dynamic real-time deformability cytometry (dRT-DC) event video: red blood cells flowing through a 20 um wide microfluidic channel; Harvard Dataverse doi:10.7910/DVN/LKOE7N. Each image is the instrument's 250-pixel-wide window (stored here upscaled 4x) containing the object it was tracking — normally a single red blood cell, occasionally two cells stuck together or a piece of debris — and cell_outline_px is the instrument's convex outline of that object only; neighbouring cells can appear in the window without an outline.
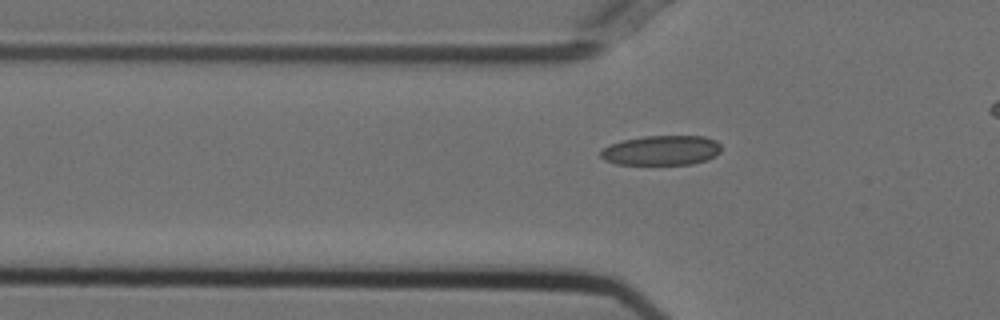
{"species": "Egyptian fruit bat (a non-hibernating species)", "species_latin": "Rousettus aegyptiacus", "temperature_condition": "cold", "stored_images_in_passage": 35, "camera_frame_rate_fps": 3000, "um_per_image_px": 0.085, "animal": {"sex": "female"}, "frame": {"image": 1, "passage_image": 5, "time_ms": 1.333, "image_size_px": [1000, 320], "cell_outline_px": [[720, 152], [716, 156], [708, 160], [692, 164], [616, 164], [604, 160], [600, 156], [600, 152], [608, 144], [624, 140], [644, 136], [704, 136], [716, 140], [720, 144]], "centroid_in_image_um": [56.24, 12.78], "position_along_channel_um": 69.6, "area_um2": 21.04}}
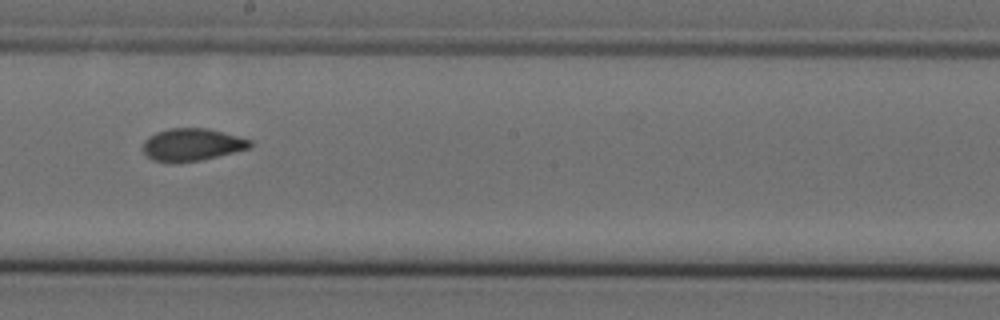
{"frame": {"image": 2, "passage_image": 18, "time_ms": 5.667, "image_size_px": [1000, 320], "cell_outline_px": [[252, 148], [200, 160], [176, 164], [168, 164], [152, 160], [144, 152], [144, 140], [148, 136], [156, 132], [168, 128], [204, 128], [252, 140]], "centroid_in_image_um": [16.28, 12.32], "position_along_channel_um": 231.9, "area_um2": 20.4}}
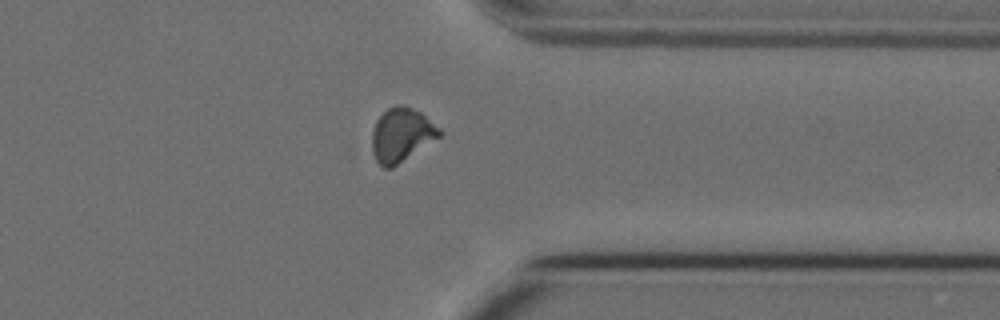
{"frame": {"image": 3, "passage_image": 30, "time_ms": 9.667, "image_size_px": [1000, 320], "cell_outline_px": [[444, 132], [440, 136], [392, 168], [384, 168], [376, 160], [372, 152], [372, 132], [376, 120], [388, 108], [396, 104], [404, 104], [420, 112], [440, 128]], "centroid_in_image_um": [34.12, 11.45], "position_along_channel_um": 377.3, "area_um2": 21.04}, "authors_computed_cell_mechanics": {"area_um2": 20.2878, "velocity_mm_per_s": 3.7326, "shape_relaxation_time_tau1_ms": null, "shape_relaxation_time_tau2_ms": 1.5747, "deformation_change_tau1": null, "deformation_change_tau2": 0.0591}}